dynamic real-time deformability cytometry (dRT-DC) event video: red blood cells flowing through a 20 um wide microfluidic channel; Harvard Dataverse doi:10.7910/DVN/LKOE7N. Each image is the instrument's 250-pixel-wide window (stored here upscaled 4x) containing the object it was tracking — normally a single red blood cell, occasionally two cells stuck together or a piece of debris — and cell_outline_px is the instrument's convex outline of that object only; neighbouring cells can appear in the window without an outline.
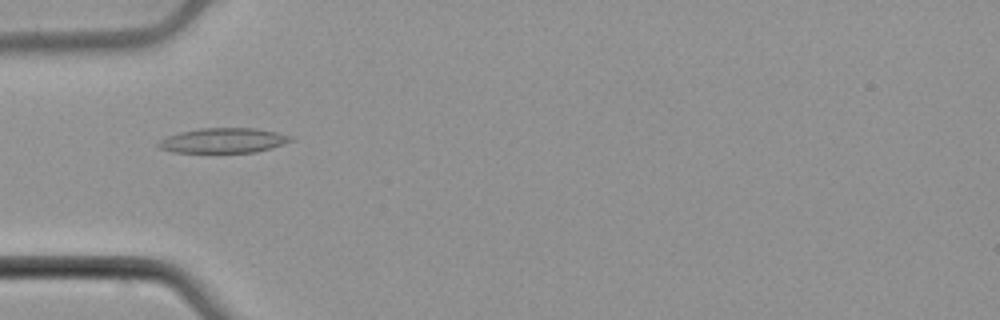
{"species": "common noctule bat (a hibernating species)", "species_latin": "Nyctalus noctula", "temperature_condition": "cold", "stored_images_in_passage": 29, "camera_frame_rate_fps": 3000, "um_per_image_px": 0.085, "animal": {"sex": "male", "body_mass_g": 21.5, "forearm_length_mm": 52.0}, "frame": {"image": 1, "passage_image": 1, "time_ms": 0.0, "image_size_px": [1000, 320], "cell_outline_px": [[296, 140], [272, 148], [256, 152], [172, 152], [160, 148], [156, 144], [160, 140], [168, 136], [180, 132], [200, 128], [256, 128], [276, 132], [292, 136]], "centroid_in_image_um": [19.03, 11.94], "position_along_channel_um": 66.0, "area_um2": 19.25}}
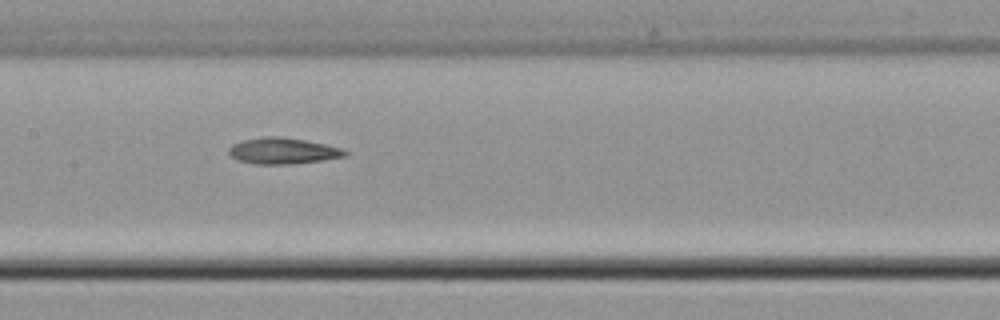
{"frame": {"image": 2, "passage_image": 10, "time_ms": 3.0, "image_size_px": [1000, 320], "cell_outline_px": [[348, 152], [344, 156], [320, 160], [288, 164], [256, 164], [236, 160], [228, 152], [228, 148], [232, 144], [244, 140], [264, 136], [280, 136], [304, 140], [324, 144], [340, 148]], "centroid_in_image_um": [23.97, 12.82], "position_along_channel_um": 183.4, "area_um2": 17.46}}
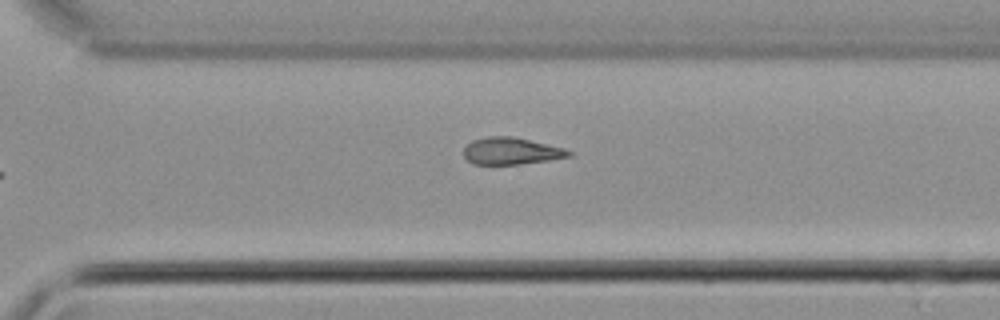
{"frame": {"image": 3, "passage_image": 21, "time_ms": 6.667, "image_size_px": [1000, 320], "cell_outline_px": [[572, 156], [548, 160], [520, 164], [472, 164], [464, 156], [464, 148], [472, 140], [488, 136], [512, 136], [564, 148], [572, 152]], "centroid_in_image_um": [43.44, 12.84], "position_along_channel_um": 327.2, "area_um2": 16.42}, "authors_computed_cell_mechanics": {"area_um2": 17.1666, "velocity_mm_per_s": 3.9292, "shape_relaxation_time_tau1_ms": 5.7189, "shape_relaxation_time_tau2_ms": null, "deformation_change_tau1": 0.1324, "deformation_change_tau2": null}}